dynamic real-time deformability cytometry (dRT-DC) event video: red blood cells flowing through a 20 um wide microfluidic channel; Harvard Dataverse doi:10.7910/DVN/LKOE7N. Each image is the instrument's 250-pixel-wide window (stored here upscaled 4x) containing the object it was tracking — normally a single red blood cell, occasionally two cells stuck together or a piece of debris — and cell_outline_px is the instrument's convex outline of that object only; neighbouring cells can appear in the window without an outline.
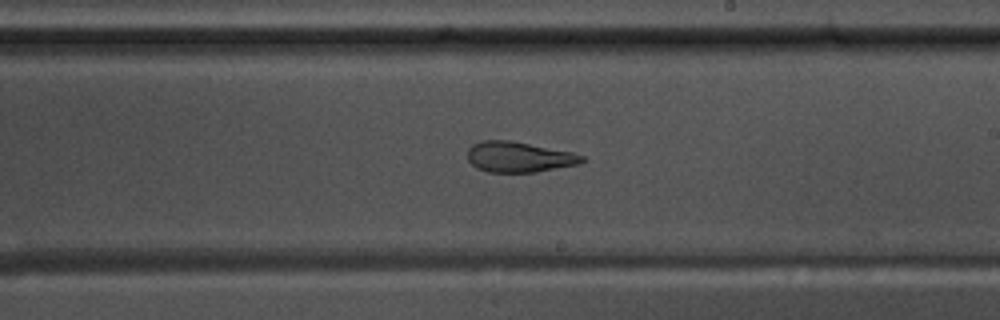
{"species": "common noctule bat (a hibernating species)", "species_latin": "Nyctalus noctula", "temperature_condition": "warm", "stored_images_in_passage": 55, "camera_frame_rate_fps": 3000, "um_per_image_px": 0.085, "animal": {"sex": "male", "body_mass_g": 17.5, "forearm_length_mm": 52.3}, "frame": {"image": 1, "passage_image": 32, "time_ms": 10.333, "image_size_px": [1000, 320], "cell_outline_px": [[584, 160], [580, 164], [536, 172], [488, 172], [476, 168], [468, 160], [468, 148], [472, 144], [484, 140], [508, 140], [572, 152], [584, 156]], "centroid_in_image_um": [44.1, 13.35], "position_along_channel_um": 244.9, "area_um2": 20.29}}
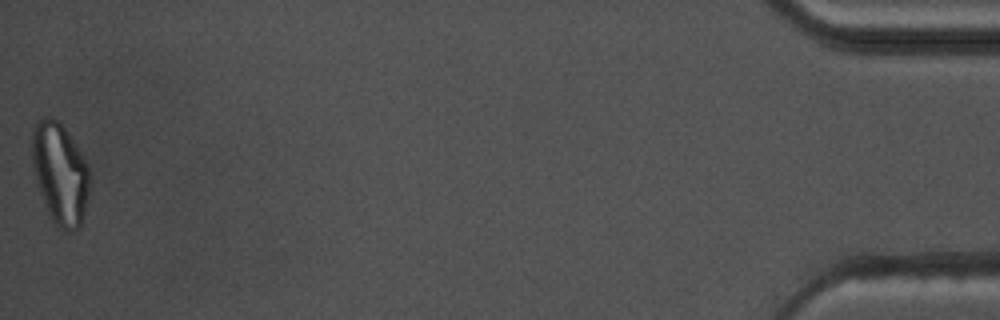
{"frame": {"image": 2, "passage_image": 55, "time_ms": 18.0, "image_size_px": [1000, 320], "cell_outline_px": [[88, 200], [80, 228], [72, 232], [68, 232], [60, 228], [48, 216], [36, 180], [32, 160], [32, 128], [36, 120], [44, 116], [48, 116], [60, 120], [76, 144], [88, 168]], "centroid_in_image_um": [5.08, 14.73], "position_along_channel_um": 430.1, "area_um2": 34.22}, "authors_computed_cell_mechanics": {"area_um2": 24.3916, "velocity_mm_per_s": 3.6675, "shape_relaxation_time_tau1_ms": 10.5727, "shape_relaxation_time_tau2_ms": 2.8081, "deformation_change_tau1": 0.3022, "deformation_change_tau2": 0.1214}}